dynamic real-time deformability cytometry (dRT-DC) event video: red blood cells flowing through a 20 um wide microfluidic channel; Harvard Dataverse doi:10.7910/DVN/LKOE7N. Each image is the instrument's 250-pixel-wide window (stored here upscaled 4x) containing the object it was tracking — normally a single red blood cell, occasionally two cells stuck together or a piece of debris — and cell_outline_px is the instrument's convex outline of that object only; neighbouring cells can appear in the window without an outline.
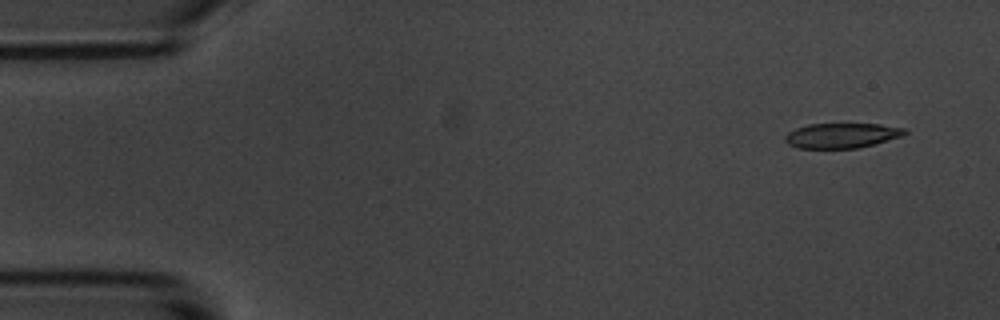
{"species": "common noctule bat (a hibernating species)", "species_latin": "Nyctalus noctula", "temperature_condition": "room temperature", "stored_images_in_passage": 1, "camera_frame_rate_fps": 3000, "um_per_image_px": 0.085, "animal": {"sex": "male", "body_mass_g": 20.1, "forearm_length_mm": 53.5}, "frame": {"image": 1, "passage_image": 1, "time_ms": 0.0, "image_size_px": [1000, 320], "cell_outline_px": [[908, 132], [904, 136], [860, 148], [796, 148], [788, 144], [784, 140], [784, 136], [788, 132], [796, 128], [808, 124], [880, 124], [904, 128]], "centroid_in_image_um": [71.55, 11.52], "position_along_channel_um": 13.4, "area_um2": 17.57}}